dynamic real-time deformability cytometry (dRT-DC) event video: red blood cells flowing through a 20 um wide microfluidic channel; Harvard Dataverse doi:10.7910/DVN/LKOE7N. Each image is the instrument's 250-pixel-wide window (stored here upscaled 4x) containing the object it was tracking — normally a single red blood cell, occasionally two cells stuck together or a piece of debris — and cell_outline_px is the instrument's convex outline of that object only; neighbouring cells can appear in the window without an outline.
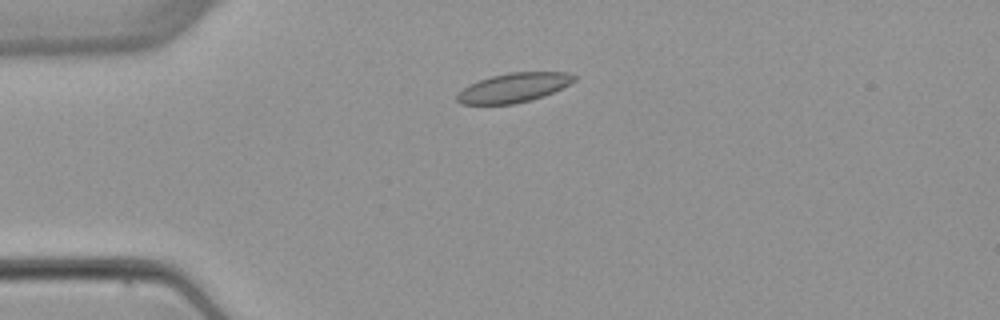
{"species": "common noctule bat (a hibernating species)", "species_latin": "Nyctalus noctula", "temperature_condition": "warm", "stored_images_in_passage": 6, "camera_frame_rate_fps": 3000, "um_per_image_px": 0.085, "animal": {"sex": "female", "body_mass_g": 22.7, "forearm_length_mm": 54.2}, "frame": {"image": 1, "passage_image": 3, "time_ms": 2.333, "image_size_px": [1000, 320], "cell_outline_px": [[580, 76], [576, 80], [544, 96], [512, 104], [460, 104], [456, 100], [456, 96], [468, 84], [492, 76], [508, 72], [568, 72]], "centroid_in_image_um": [43.68, 7.44], "position_along_channel_um": 41.3, "area_um2": 19.88}}
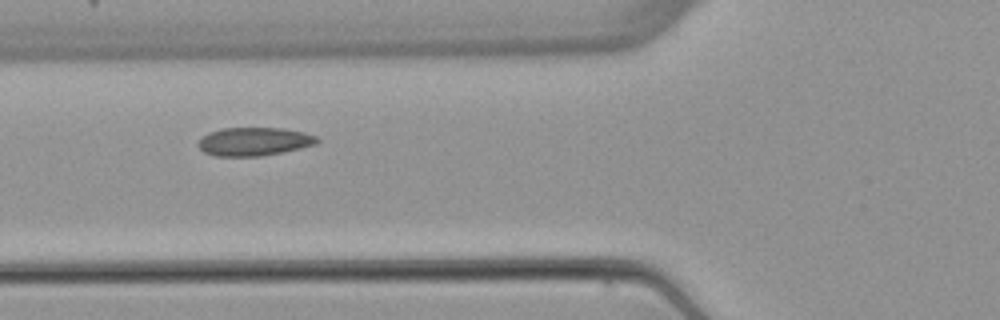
{"frame": {"image": 2, "passage_image": 5, "time_ms": 4.667, "image_size_px": [1000, 320], "cell_outline_px": [[320, 140], [316, 144], [284, 152], [260, 156], [216, 156], [204, 152], [196, 144], [208, 132], [220, 128], [280, 128], [304, 132], [316, 136]], "centroid_in_image_um": [21.59, 12.03], "position_along_channel_um": 104.2, "area_um2": 19.65}}
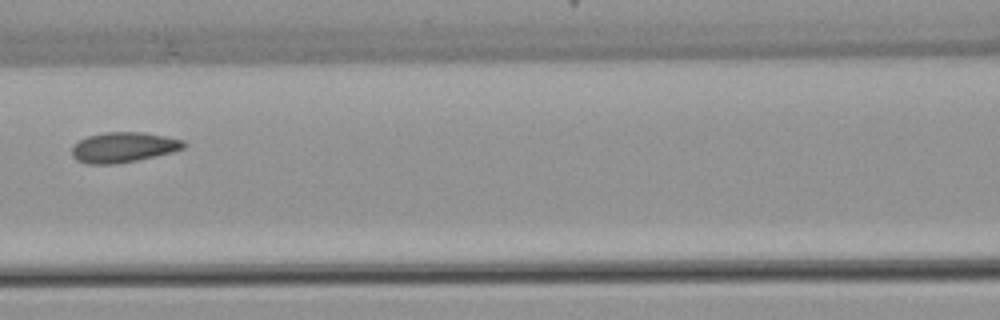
{"frame": {"image": 3, "passage_image": 6, "time_ms": 6.0, "image_size_px": [1000, 320], "cell_outline_px": [[188, 144], [184, 148], [172, 152], [136, 160], [116, 164], [88, 164], [76, 160], [72, 156], [72, 148], [80, 140], [88, 136], [104, 132], [144, 132], [184, 140]], "centroid_in_image_um": [10.5, 12.52], "position_along_channel_um": 156.1, "area_um2": 19.65}}